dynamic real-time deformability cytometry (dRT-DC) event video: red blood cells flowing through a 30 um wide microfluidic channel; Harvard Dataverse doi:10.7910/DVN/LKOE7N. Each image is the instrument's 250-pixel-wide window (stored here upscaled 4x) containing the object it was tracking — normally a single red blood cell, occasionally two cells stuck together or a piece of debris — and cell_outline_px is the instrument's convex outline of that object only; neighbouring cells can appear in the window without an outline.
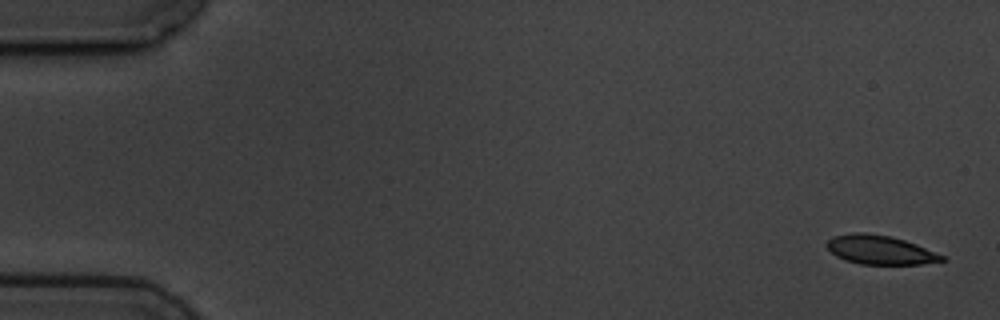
{"species": "common noctule bat (a hibernating species)", "species_latin": "Nyctalus noctula", "temperature_condition": "cold", "stored_images_in_passage": 6, "camera_frame_rate_fps": 3000, "um_per_image_px": 0.085, "animal": {"sex": "male", "body_mass_g": 19.5, "forearm_length_mm": 54.6}, "frame": {"image": 1, "passage_image": 1, "time_ms": 0.0, "image_size_px": [1000, 320], "cell_outline_px": [[948, 260], [920, 264], [860, 264], [844, 260], [836, 256], [824, 244], [832, 236], [856, 232], [864, 232], [892, 236], [916, 244], [944, 256]], "centroid_in_image_um": [74.78, 21.23], "position_along_channel_um": 10.2, "area_um2": 19.48}}